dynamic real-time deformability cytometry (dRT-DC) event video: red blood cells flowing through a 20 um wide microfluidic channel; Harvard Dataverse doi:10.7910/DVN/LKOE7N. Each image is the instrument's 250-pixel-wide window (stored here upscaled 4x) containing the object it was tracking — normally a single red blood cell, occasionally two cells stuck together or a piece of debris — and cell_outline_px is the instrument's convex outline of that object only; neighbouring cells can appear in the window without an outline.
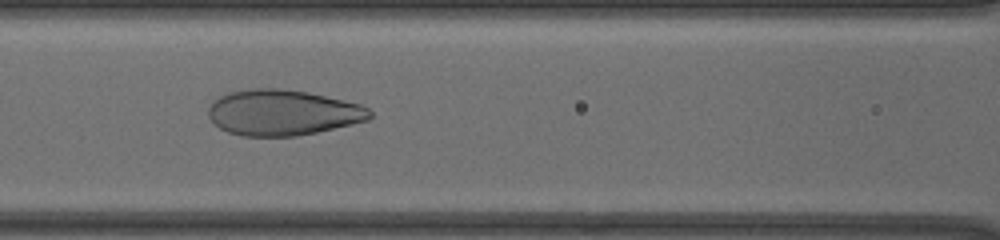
{"species": "human", "species_latin": "Homo sapiens", "temperature_condition": "cold", "stored_images_in_passage": 33, "camera_frame_rate_fps": 3000, "um_per_image_px": 0.085, "donor": {"sex": "male"}, "frame": {"image": 1, "passage_image": 10, "time_ms": 4.0, "image_size_px": [1000, 240], "cell_outline_px": [[372, 116], [368, 120], [352, 124], [316, 132], [296, 136], [240, 136], [228, 132], [220, 128], [208, 116], [208, 108], [212, 100], [228, 92], [248, 88], [280, 88], [308, 92], [360, 104], [368, 108], [372, 112]], "centroid_in_image_um": [24.0, 9.56], "position_along_channel_um": 142.6, "area_um2": 43.12}}
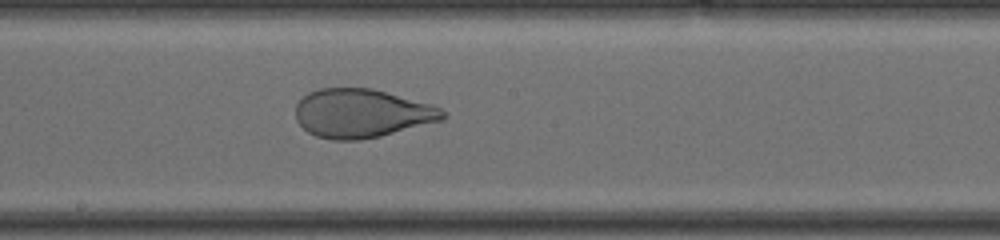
{"frame": {"image": 2, "passage_image": 14, "time_ms": 6.0, "image_size_px": [1000, 240], "cell_outline_px": [[448, 116], [444, 120], [380, 136], [360, 140], [332, 140], [316, 136], [308, 132], [296, 120], [296, 104], [308, 92], [320, 88], [372, 88], [428, 104], [440, 108]], "centroid_in_image_um": [30.73, 9.64], "position_along_channel_um": 217.5, "area_um2": 41.62}}
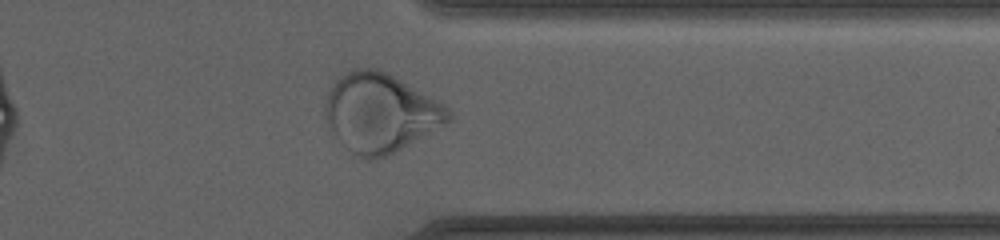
{"frame": {"image": 3, "passage_image": 26, "time_ms": 10.333, "image_size_px": [1000, 240], "cell_outline_px": [[452, 120], [400, 148], [376, 160], [368, 160], [352, 152], [336, 136], [328, 124], [324, 112], [324, 108], [328, 92], [336, 80], [344, 72], [352, 68], [376, 68], [388, 72], [452, 108]], "centroid_in_image_um": [32.34, 9.54], "position_along_channel_um": 379.1, "area_um2": 56.12}}